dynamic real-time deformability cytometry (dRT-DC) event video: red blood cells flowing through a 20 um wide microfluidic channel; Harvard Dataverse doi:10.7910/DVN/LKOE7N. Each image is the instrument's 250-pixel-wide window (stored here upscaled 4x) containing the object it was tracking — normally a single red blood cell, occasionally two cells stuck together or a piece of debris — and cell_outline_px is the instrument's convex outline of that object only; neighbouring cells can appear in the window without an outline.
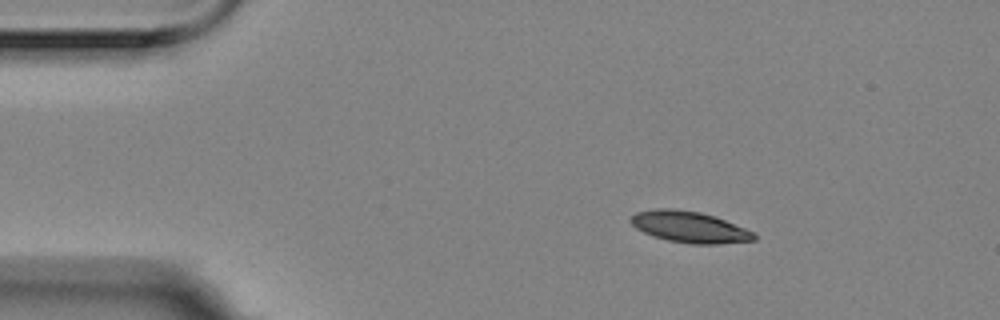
{"species": "Egyptian fruit bat (a non-hibernating species)", "species_latin": "Rousettus aegyptiacus", "temperature_condition": "room temperature", "stored_images_in_passage": 3, "camera_frame_rate_fps": 3000, "um_per_image_px": 0.085, "animal": {"sex": "female"}, "frame": {"image": 1, "passage_image": 1, "time_ms": 0.0, "image_size_px": [1000, 320], "cell_outline_px": [[756, 240], [720, 244], [692, 244], [668, 240], [644, 232], [636, 228], [628, 220], [636, 212], [656, 208], [672, 208], [700, 212], [716, 216], [744, 228], [752, 232], [756, 236]], "centroid_in_image_um": [58.6, 19.28], "position_along_channel_um": 26.4, "area_um2": 22.37}}